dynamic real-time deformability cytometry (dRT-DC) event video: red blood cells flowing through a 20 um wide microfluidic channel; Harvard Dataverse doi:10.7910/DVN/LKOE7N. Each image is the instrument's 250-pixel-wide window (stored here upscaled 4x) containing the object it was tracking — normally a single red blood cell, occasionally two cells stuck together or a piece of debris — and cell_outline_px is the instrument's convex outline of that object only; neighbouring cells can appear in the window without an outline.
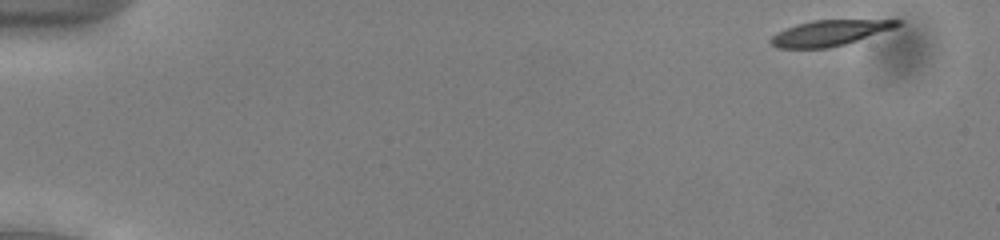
{"species": "common noctule bat (a hibernating species)", "species_latin": "Nyctalus noctula", "temperature_condition": "cold", "stored_images_in_passage": 51, "camera_frame_rate_fps": 3000, "um_per_image_px": 0.085, "animal": {"sex": "male", "body_mass_g": 13.0, "forearm_length_mm": 53.1}, "frame": {"image": 1, "passage_image": 1, "time_ms": 0.0, "image_size_px": [1000, 240], "cell_outline_px": [[904, 20], [900, 24], [892, 28], [844, 44], [828, 48], [776, 48], [768, 40], [776, 32], [796, 24], [812, 20]], "centroid_in_image_um": [70.42, 2.8], "position_along_channel_um": 14.6, "area_um2": 18.55}}
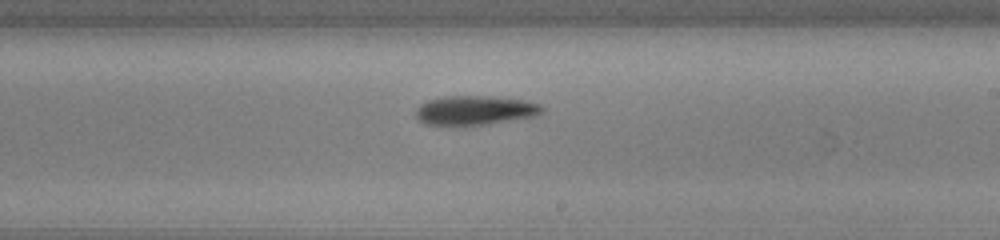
{"frame": {"image": 2, "passage_image": 30, "time_ms": 9.667, "image_size_px": [1000, 240], "cell_outline_px": [[544, 112], [536, 116], [488, 124], [452, 128], [424, 124], [416, 116], [416, 108], [420, 104], [428, 100], [448, 96], [488, 96], [524, 100], [540, 104], [544, 108]], "centroid_in_image_um": [40.34, 9.42], "position_along_channel_um": 248.7, "area_um2": 22.2}}
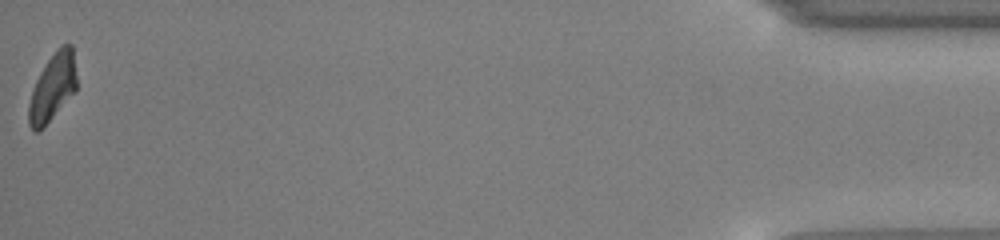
{"frame": {"image": 3, "passage_image": 51, "time_ms": 16.667, "image_size_px": [1000, 240], "cell_outline_px": [[76, 92], [44, 128], [36, 132], [28, 124], [28, 104], [32, 88], [40, 72], [56, 48], [60, 44], [72, 44], [76, 76]], "centroid_in_image_um": [4.47, 7.44], "position_along_channel_um": 430.7, "area_um2": 19.13}, "authors_computed_cell_mechanics": {"area_um2": 20.6924, "velocity_mm_per_s": 3.8769, "shape_relaxation_time_tau1_ms": 2.7674, "shape_relaxation_time_tau2_ms": null, "deformation_change_tau1": 0.1358, "deformation_change_tau2": null}}